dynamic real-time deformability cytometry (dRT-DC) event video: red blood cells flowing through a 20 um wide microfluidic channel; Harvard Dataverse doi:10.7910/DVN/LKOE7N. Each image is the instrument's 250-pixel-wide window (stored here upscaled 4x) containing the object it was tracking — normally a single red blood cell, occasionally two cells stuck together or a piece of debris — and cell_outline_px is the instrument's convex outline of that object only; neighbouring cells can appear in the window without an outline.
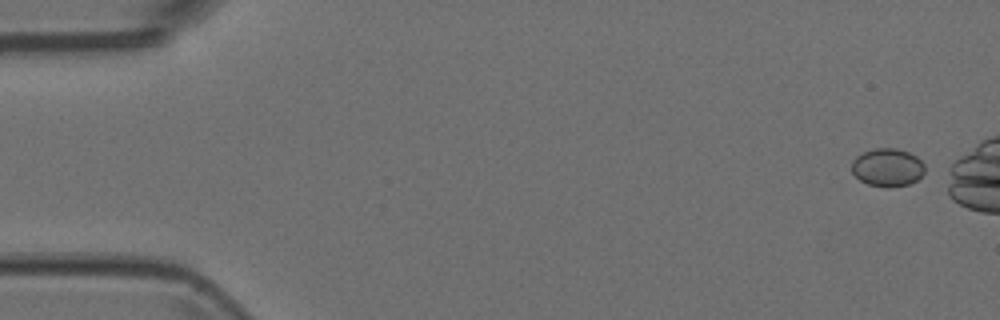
{"species": "Egyptian fruit bat (a non-hibernating species)", "species_latin": "Rousettus aegyptiacus", "temperature_condition": "room temperature", "stored_images_in_passage": 4, "segment_of_instrument_passage": [2, 2], "camera_frame_rate_fps": 3000, "um_per_image_px": 0.085, "animal": {"sex": "female"}, "frame": {"image": 1, "passage_image": 4, "time_ms": 1.0, "image_size_px": [1000, 320], "cell_outline_px": [[924, 172], [916, 180], [908, 184], [888, 188], [868, 184], [860, 180], [852, 172], [852, 160], [856, 156], [864, 152], [876, 148], [896, 148], [908, 152], [916, 156], [924, 164]], "centroid_in_image_um": [75.42, 14.23], "position_along_channel_um": 9.6, "area_um2": 16.13}}